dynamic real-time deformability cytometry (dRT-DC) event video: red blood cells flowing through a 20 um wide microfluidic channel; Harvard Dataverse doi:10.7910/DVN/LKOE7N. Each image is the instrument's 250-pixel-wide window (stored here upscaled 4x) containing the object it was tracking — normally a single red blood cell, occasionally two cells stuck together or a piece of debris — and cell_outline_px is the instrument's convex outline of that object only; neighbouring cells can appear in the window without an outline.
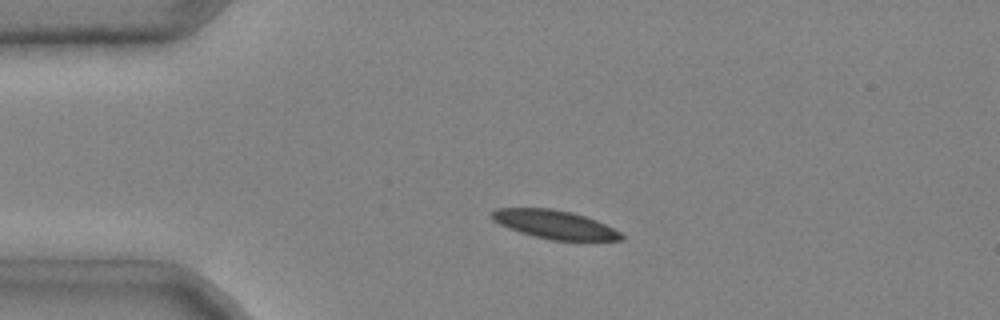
{"species": "common noctule bat (a hibernating species)", "species_latin": "Nyctalus noctula", "temperature_condition": "cold", "stored_images_in_passage": 2, "camera_frame_rate_fps": 3000, "um_per_image_px": 0.085, "animal": {"sex": "male", "body_mass_g": 20.4}, "frame": {"image": 1, "passage_image": 1, "time_ms": 0.0, "image_size_px": [1000, 320], "cell_outline_px": [[624, 240], [552, 240], [520, 232], [500, 224], [492, 220], [492, 212], [496, 208], [552, 208], [572, 212], [596, 220], [620, 232], [624, 236]], "centroid_in_image_um": [47.15, 19.07], "position_along_channel_um": 37.9, "area_um2": 21.21}}